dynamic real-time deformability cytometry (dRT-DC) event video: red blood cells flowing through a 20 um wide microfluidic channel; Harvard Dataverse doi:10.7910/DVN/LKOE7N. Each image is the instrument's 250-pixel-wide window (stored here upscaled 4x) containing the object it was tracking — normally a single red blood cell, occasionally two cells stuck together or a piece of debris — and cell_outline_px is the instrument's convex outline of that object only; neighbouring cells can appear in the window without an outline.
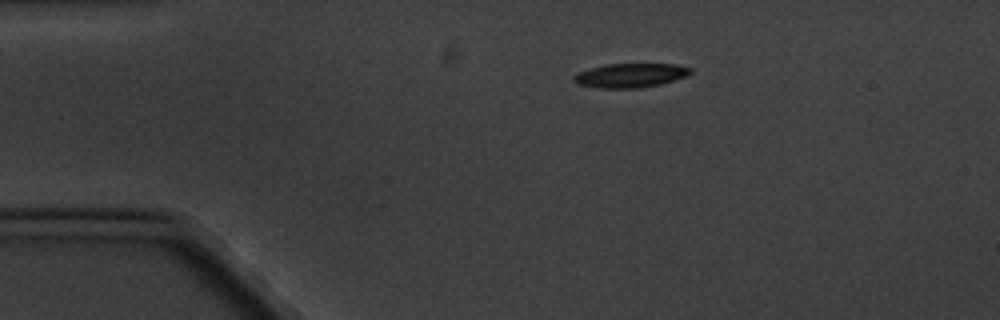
{"species": "common noctule bat (a hibernating species)", "species_latin": "Nyctalus noctula", "temperature_condition": "cold", "stored_images_in_passage": 4, "camera_frame_rate_fps": 3000, "um_per_image_px": 0.085, "animal": {"sex": "male", "body_mass_g": 20.1, "forearm_length_mm": 53.5}, "frame": {"image": 1, "passage_image": 1, "time_ms": 0.0, "image_size_px": [1000, 320], "cell_outline_px": [[692, 72], [688, 76], [660, 84], [640, 88], [596, 88], [576, 84], [572, 80], [572, 76], [580, 72], [592, 68], [608, 64], [672, 64], [692, 68]], "centroid_in_image_um": [53.58, 6.42], "position_along_channel_um": 31.4, "area_um2": 16.42}}
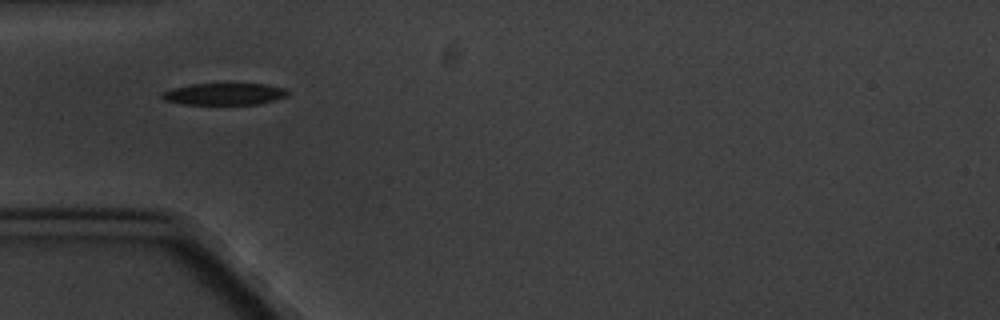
{"frame": {"image": 2, "passage_image": 3, "time_ms": 2.333, "image_size_px": [1000, 320], "cell_outline_px": [[288, 96], [256, 104], [184, 104], [164, 100], [160, 96], [160, 92], [172, 88], [192, 84], [268, 84], [284, 88], [288, 92]], "centroid_in_image_um": [19.02, 7.98], "position_along_channel_um": 66.0, "area_um2": 15.9}}